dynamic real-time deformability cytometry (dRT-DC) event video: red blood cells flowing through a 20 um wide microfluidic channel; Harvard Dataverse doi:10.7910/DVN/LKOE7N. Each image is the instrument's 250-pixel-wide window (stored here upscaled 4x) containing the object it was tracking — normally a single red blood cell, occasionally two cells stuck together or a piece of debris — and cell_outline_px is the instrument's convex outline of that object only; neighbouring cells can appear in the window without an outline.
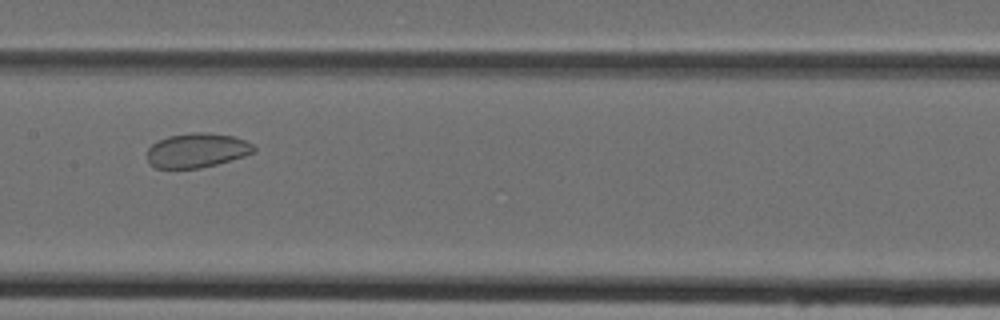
{"species": "Egyptian fruit bat (a non-hibernating species)", "species_latin": "Rousettus aegyptiacus", "temperature_condition": "cold", "stored_images_in_passage": 45, "camera_frame_rate_fps": 3000, "um_per_image_px": 0.085, "animal": {"sex": "female"}, "frame": {"image": 1, "passage_image": 24, "time_ms": 7.667, "image_size_px": [1000, 320], "cell_outline_px": [[256, 152], [244, 156], [216, 164], [200, 168], [156, 168], [148, 164], [148, 148], [152, 144], [168, 136], [192, 132], [204, 132], [232, 136], [244, 140], [252, 144], [256, 148]], "centroid_in_image_um": [16.74, 12.78], "position_along_channel_um": 190.7, "area_um2": 21.33}}
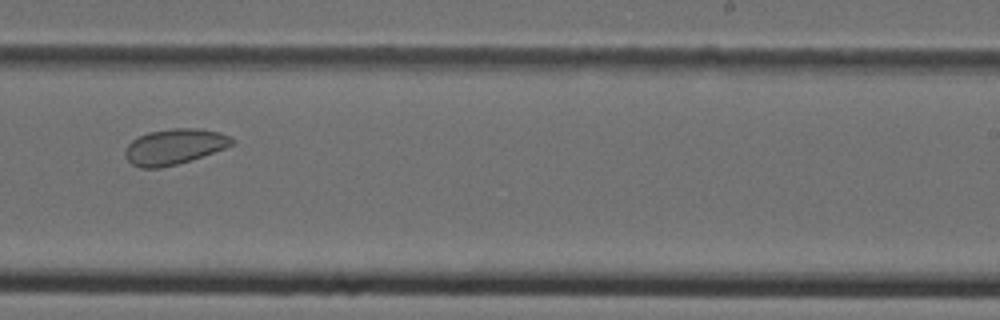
{"frame": {"image": 2, "passage_image": 30, "time_ms": 9.667, "image_size_px": [1000, 320], "cell_outline_px": [[236, 140], [232, 144], [224, 148], [176, 164], [160, 168], [140, 168], [132, 164], [124, 156], [124, 152], [128, 144], [132, 140], [148, 132], [172, 128], [196, 128], [220, 132]], "centroid_in_image_um": [14.78, 12.46], "position_along_channel_um": 274.2, "area_um2": 21.85}}
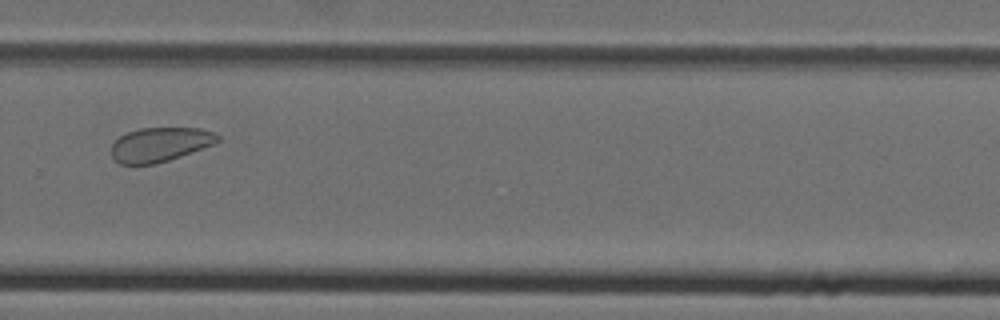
{"frame": {"image": 3, "passage_image": 33, "time_ms": 10.667, "image_size_px": [1000, 320], "cell_outline_px": [[220, 140], [212, 144], [180, 156], [156, 164], [120, 164], [112, 156], [112, 144], [120, 136], [128, 132], [140, 128], [200, 128], [212, 132], [220, 136]], "centroid_in_image_um": [13.58, 12.28], "position_along_channel_um": 316.2, "area_um2": 20.92}}